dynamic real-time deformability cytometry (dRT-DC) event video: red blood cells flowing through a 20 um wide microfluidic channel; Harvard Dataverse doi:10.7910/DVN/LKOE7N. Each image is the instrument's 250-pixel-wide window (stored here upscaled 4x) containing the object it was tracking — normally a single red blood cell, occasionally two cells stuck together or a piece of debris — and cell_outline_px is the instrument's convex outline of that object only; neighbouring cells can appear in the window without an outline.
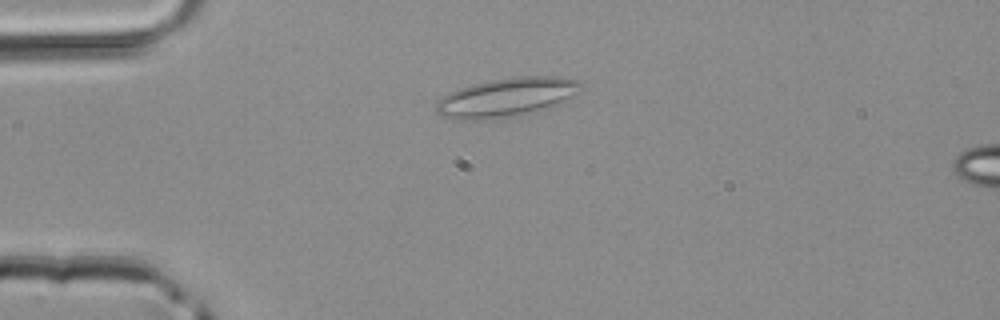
{"species": "common noctule bat (a hibernating species)", "species_latin": "Nyctalus noctula", "temperature_condition": "room temperature", "stored_images_in_passage": 1, "camera_frame_rate_fps": 3000, "um_per_image_px": 0.085, "animal": {"sex": "male", "body_mass_g": 20.4}, "frame": {"image": 1, "passage_image": 1, "time_ms": 0.0, "image_size_px": [1000, 320], "cell_outline_px": [[584, 84], [560, 104], [496, 120], [456, 120], [440, 116], [436, 112], [436, 100], [448, 92], [472, 84], [512, 76], [556, 76], [580, 80]], "centroid_in_image_um": [42.98, 8.28], "position_along_channel_um": 42.0, "area_um2": 32.95}}